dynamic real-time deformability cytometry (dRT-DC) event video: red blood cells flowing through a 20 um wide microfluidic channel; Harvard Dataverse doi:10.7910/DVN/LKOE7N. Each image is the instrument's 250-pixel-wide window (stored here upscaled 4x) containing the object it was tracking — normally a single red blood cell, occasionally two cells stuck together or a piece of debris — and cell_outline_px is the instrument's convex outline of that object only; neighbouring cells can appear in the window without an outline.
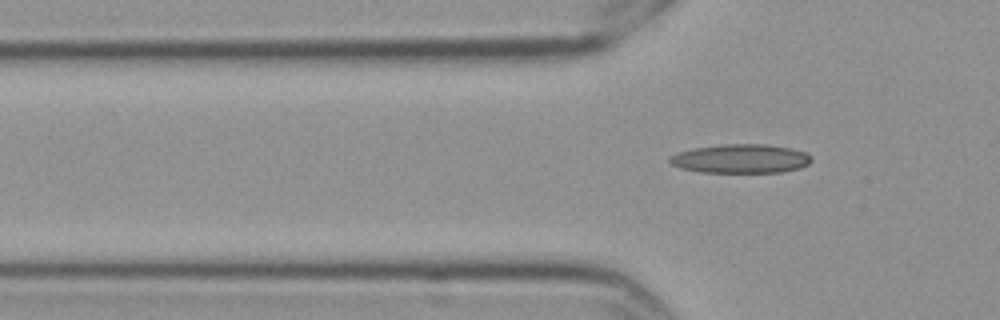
{"species": "Egyptian fruit bat (a non-hibernating species)", "species_latin": "Rousettus aegyptiacus", "temperature_condition": "cold", "stored_images_in_passage": 6, "segment_of_instrument_passage": [2, 2], "camera_frame_rate_fps": 3000, "um_per_image_px": 0.085, "frame": {"image": 1, "passage_image": 6, "time_ms": 1.667, "image_size_px": [1000, 320], "cell_outline_px": [[812, 160], [808, 164], [800, 168], [784, 172], [700, 172], [680, 168], [672, 164], [668, 160], [668, 156], [692, 148], [724, 144], [764, 144], [792, 148], [804, 152], [812, 156]], "centroid_in_image_um": [62.97, 13.49], "position_along_channel_um": 62.8, "area_um2": 23.99}}